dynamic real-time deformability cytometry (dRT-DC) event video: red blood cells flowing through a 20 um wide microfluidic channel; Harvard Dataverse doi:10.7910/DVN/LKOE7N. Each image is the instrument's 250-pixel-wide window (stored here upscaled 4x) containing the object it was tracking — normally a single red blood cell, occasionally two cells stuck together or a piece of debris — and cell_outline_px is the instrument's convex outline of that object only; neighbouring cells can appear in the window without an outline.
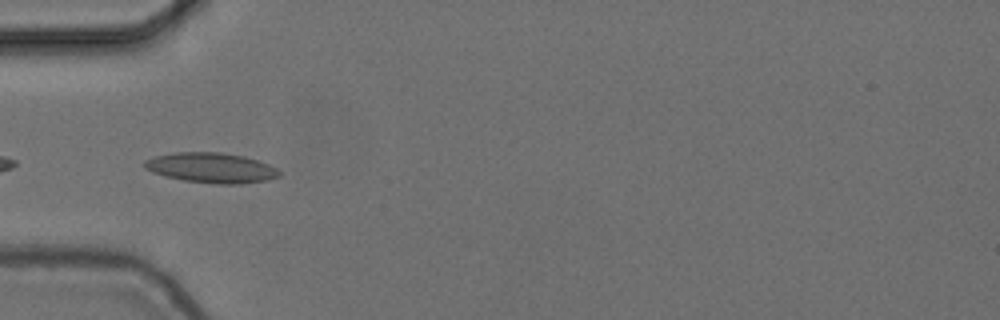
{"species": "common noctule bat (a hibernating species)", "species_latin": "Nyctalus noctula", "temperature_condition": "cold", "stored_images_in_passage": 33, "camera_frame_rate_fps": 3000, "um_per_image_px": 0.085, "animal": {"sex": "female", "body_mass_g": 24.6, "forearm_length_mm": 56.2}, "frame": {"image": 1, "passage_image": 2, "time_ms": 0.333, "image_size_px": [1000, 320], "cell_outline_px": [[280, 176], [268, 180], [240, 184], [216, 184], [184, 180], [152, 172], [144, 168], [144, 160], [156, 156], [176, 152], [220, 152], [244, 156], [268, 164], [276, 168], [280, 172]], "centroid_in_image_um": [17.97, 14.26], "position_along_channel_um": 67.0, "area_um2": 23.52}}
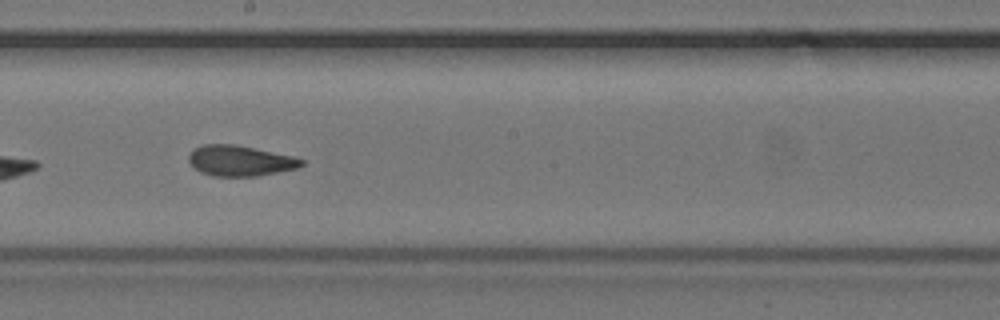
{"frame": {"image": 2, "passage_image": 15, "time_ms": 4.667, "image_size_px": [1000, 320], "cell_outline_px": [[304, 164], [300, 168], [256, 176], [212, 176], [200, 172], [188, 160], [188, 156], [192, 148], [204, 144], [236, 144], [292, 156], [304, 160]], "centroid_in_image_um": [20.4, 13.66], "position_along_channel_um": 227.8, "area_um2": 20.17}}
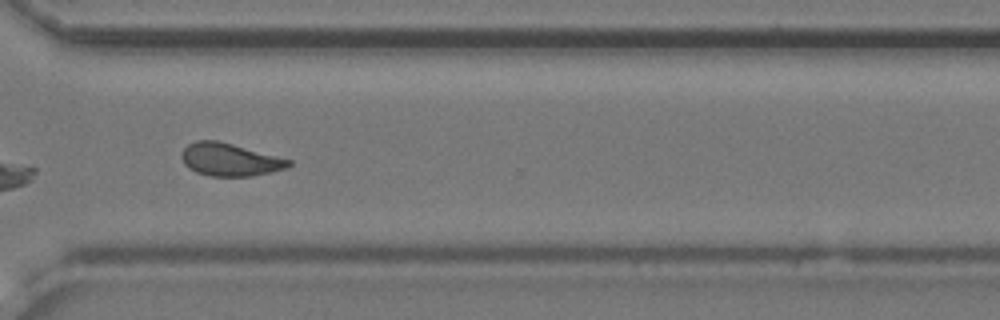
{"frame": {"image": 3, "passage_image": 25, "time_ms": 8.0, "image_size_px": [1000, 320], "cell_outline_px": [[292, 164], [288, 168], [272, 172], [252, 176], [208, 176], [196, 172], [188, 168], [184, 164], [180, 156], [184, 148], [188, 144], [196, 140], [216, 140], [232, 144], [292, 160]], "centroid_in_image_um": [19.53, 13.58], "position_along_channel_um": 351.1, "area_um2": 20.52}, "authors_computed_cell_mechanics": {"area_um2": 20.2878, "velocity_mm_per_s": 3.7152, "shape_relaxation_time_tau1_ms": 7.8121, "shape_relaxation_time_tau2_ms": 1.7375, "deformation_change_tau1": 0.1568, "deformation_change_tau2": 0.0867}}